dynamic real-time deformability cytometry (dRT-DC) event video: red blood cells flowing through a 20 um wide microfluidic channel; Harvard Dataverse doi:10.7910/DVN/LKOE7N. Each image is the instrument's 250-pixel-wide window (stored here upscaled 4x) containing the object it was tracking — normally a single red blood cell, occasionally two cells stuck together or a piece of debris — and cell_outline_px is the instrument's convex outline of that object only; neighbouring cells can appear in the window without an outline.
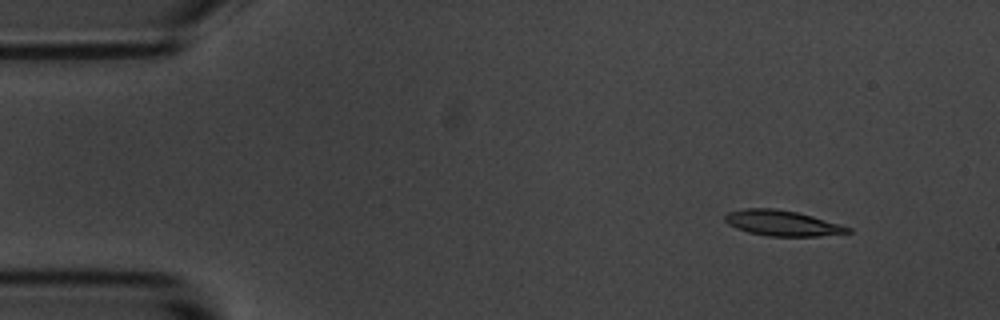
{"species": "common noctule bat (a hibernating species)", "species_latin": "Nyctalus noctula", "temperature_condition": "room temperature", "stored_images_in_passage": 4, "camera_frame_rate_fps": 3000, "um_per_image_px": 0.085, "animal": {"sex": "male", "body_mass_g": 20.1, "forearm_length_mm": 53.5}, "frame": {"image": 1, "passage_image": 1, "time_ms": 0.0, "image_size_px": [1000, 320], "cell_outline_px": [[852, 232], [820, 236], [768, 236], [748, 232], [736, 228], [728, 224], [724, 220], [724, 216], [728, 212], [744, 208], [776, 208], [796, 212], [812, 216], [840, 224], [852, 228]], "centroid_in_image_um": [66.47, 18.96], "position_along_channel_um": 18.5, "area_um2": 18.26}}
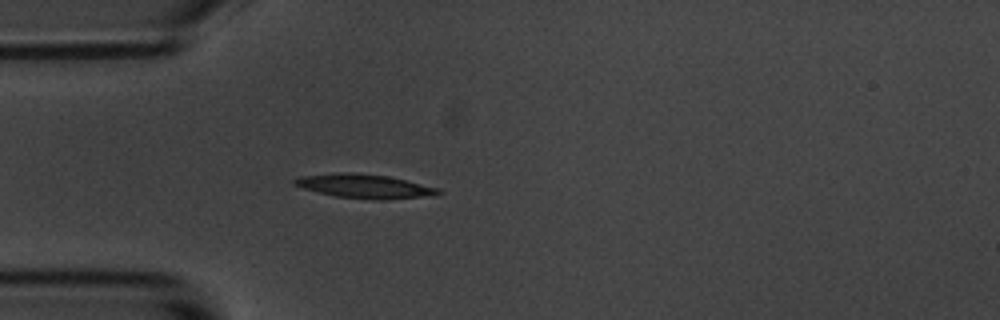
{"frame": {"image": 2, "passage_image": 4, "time_ms": 3.333, "image_size_px": [1000, 320], "cell_outline_px": [[444, 192], [436, 196], [384, 200], [372, 200], [336, 196], [304, 188], [292, 184], [292, 180], [300, 176], [336, 172], [356, 172], [388, 176], [440, 188]], "centroid_in_image_um": [31.05, 15.83], "position_along_channel_um": 53.9, "area_um2": 20.46}}